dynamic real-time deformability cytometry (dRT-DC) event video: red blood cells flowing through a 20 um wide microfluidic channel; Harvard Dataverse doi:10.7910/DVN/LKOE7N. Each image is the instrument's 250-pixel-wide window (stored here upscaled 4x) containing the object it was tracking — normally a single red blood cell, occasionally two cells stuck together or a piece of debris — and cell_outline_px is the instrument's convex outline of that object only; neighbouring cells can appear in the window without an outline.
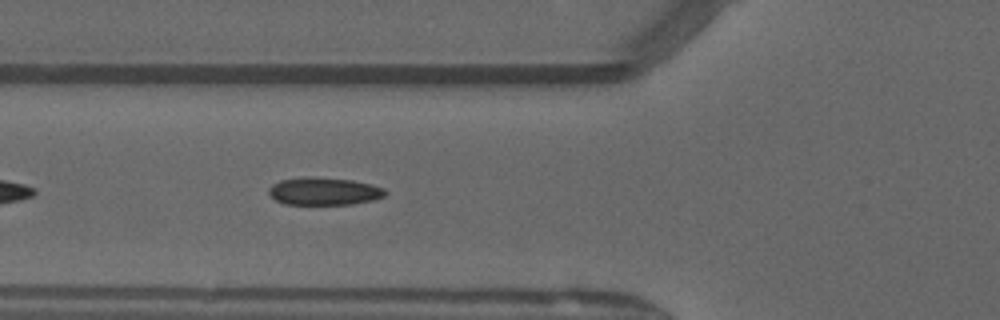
{"species": "common noctule bat (a hibernating species)", "species_latin": "Nyctalus noctula", "temperature_condition": "warm", "stored_images_in_passage": 37, "camera_frame_rate_fps": 3000, "um_per_image_px": 0.085, "animal": {"sex": "male", "forearm_length_mm": 52.5}, "frame": {"image": 1, "passage_image": 6, "time_ms": 1.667, "image_size_px": [1000, 320], "cell_outline_px": [[388, 192], [384, 196], [372, 200], [352, 204], [284, 204], [276, 200], [268, 192], [268, 188], [272, 184], [280, 180], [352, 180], [372, 184], [384, 188]], "centroid_in_image_um": [27.59, 16.31], "position_along_channel_um": 98.2, "area_um2": 17.74}}
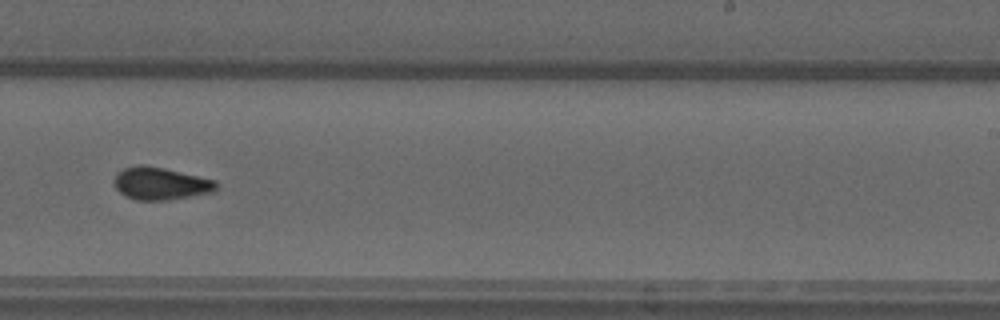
{"frame": {"image": 2, "passage_image": 19, "time_ms": 6.0, "image_size_px": [1000, 320], "cell_outline_px": [[216, 192], [168, 200], [136, 200], [124, 196], [116, 188], [112, 180], [116, 172], [124, 168], [136, 164], [144, 164], [164, 168], [216, 180]], "centroid_in_image_um": [13.61, 15.59], "position_along_channel_um": 275.4, "area_um2": 19.65}}
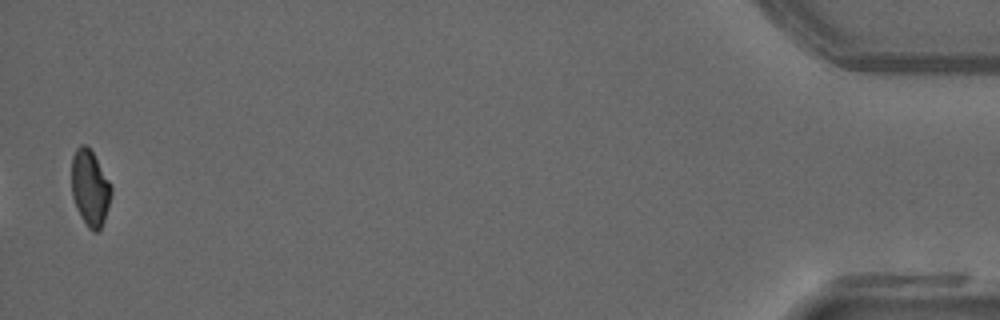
{"frame": {"image": 3, "passage_image": 37, "time_ms": 12.0, "image_size_px": [1000, 320], "cell_outline_px": [[112, 192], [104, 220], [100, 228], [96, 232], [92, 232], [88, 228], [80, 216], [76, 208], [72, 196], [72, 156], [76, 148], [80, 144], [84, 144], [92, 152], [112, 184]], "centroid_in_image_um": [7.65, 15.98], "position_along_channel_um": 427.6, "area_um2": 17.57}, "authors_computed_cell_mechanics": {"area_um2": 18.9584, "velocity_mm_per_s": 4.0922, "shape_relaxation_time_tau1_ms": 6.9974, "shape_relaxation_time_tau2_ms": 0.9435, "deformation_change_tau1": 0.1872, "deformation_change_tau2": 0.0591}}